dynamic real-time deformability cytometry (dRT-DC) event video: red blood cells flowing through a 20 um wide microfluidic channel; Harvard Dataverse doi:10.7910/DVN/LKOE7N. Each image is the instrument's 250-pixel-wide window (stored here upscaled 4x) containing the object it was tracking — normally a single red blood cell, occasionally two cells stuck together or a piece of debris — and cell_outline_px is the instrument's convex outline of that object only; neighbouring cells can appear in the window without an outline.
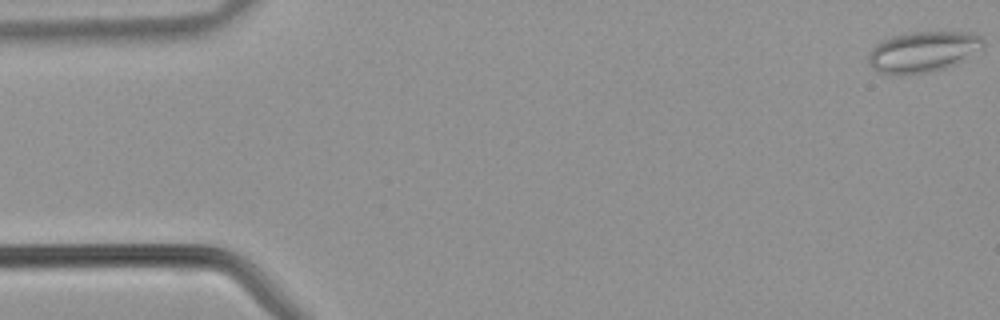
{"species": "common noctule bat (a hibernating species)", "species_latin": "Nyctalus noctula", "temperature_condition": "warm", "stored_images_in_passage": 41, "camera_frame_rate_fps": 3000, "um_per_image_px": 0.085, "animal": {"sex": "male", "body_mass_g": 21.5, "forearm_length_mm": 52.0}, "frame": {"image": 1, "passage_image": 1, "time_ms": 0.0, "image_size_px": [1000, 320], "cell_outline_px": [[984, 44], [980, 48], [956, 64], [932, 72], [900, 76], [880, 72], [872, 68], [868, 64], [868, 56], [872, 48], [880, 40], [892, 36], [908, 32], [972, 32], [980, 36], [984, 40]], "centroid_in_image_um": [78.4, 4.41], "position_along_channel_um": 6.6, "area_um2": 27.46}}
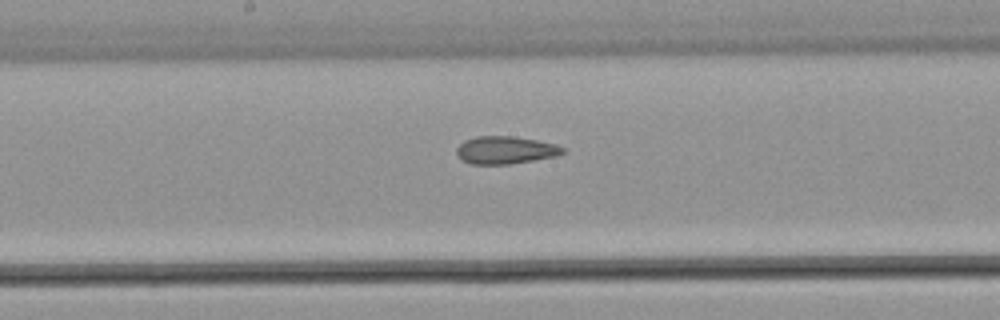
{"frame": {"image": 2, "passage_image": 21, "time_ms": 6.667, "image_size_px": [1000, 320], "cell_outline_px": [[568, 152], [556, 156], [508, 164], [468, 164], [460, 160], [456, 156], [456, 148], [464, 140], [476, 136], [512, 136], [536, 140], [556, 144], [564, 148]], "centroid_in_image_um": [42.92, 12.76], "position_along_channel_um": 205.3, "area_um2": 17.28}}
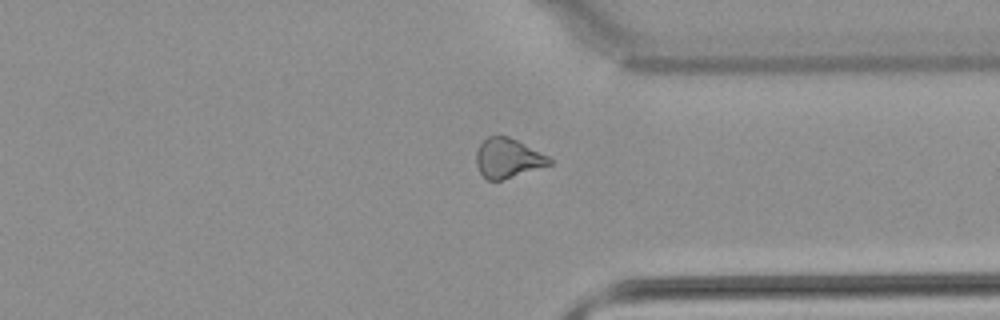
{"frame": {"image": 3, "passage_image": 31, "time_ms": 10.0, "image_size_px": [1000, 320], "cell_outline_px": [[552, 164], [500, 180], [488, 180], [480, 172], [476, 164], [476, 152], [480, 144], [488, 136], [508, 136], [548, 156], [552, 160]], "centroid_in_image_um": [43.15, 13.44], "position_along_channel_um": 368.3, "area_um2": 16.47}}